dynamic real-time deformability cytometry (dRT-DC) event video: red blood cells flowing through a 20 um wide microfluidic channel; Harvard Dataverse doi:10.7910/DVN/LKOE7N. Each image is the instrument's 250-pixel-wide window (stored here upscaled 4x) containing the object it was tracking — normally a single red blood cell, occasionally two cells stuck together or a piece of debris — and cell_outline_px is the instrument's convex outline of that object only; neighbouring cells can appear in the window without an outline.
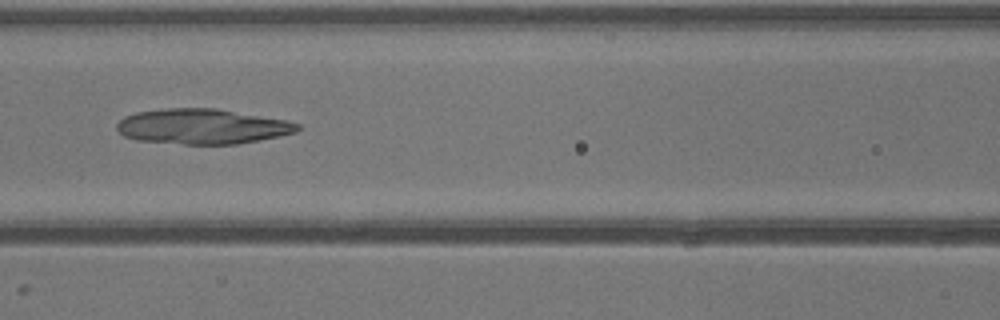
{"species": "common noctule bat (a hibernating species)", "species_latin": "Nyctalus noctula", "temperature_condition": "warm", "stored_images_in_passage": 25, "camera_frame_rate_fps": 3000, "um_per_image_px": 0.085, "animal": {"sex": "male", "body_mass_g": 13.3}, "frame": {"image": 1, "passage_image": 11, "time_ms": 3.333, "image_size_px": [1000, 320], "cell_outline_px": [[300, 128], [296, 132], [280, 136], [260, 140], [236, 144], [184, 144], [136, 140], [124, 136], [116, 128], [116, 124], [124, 116], [136, 112], [168, 108], [216, 108], [288, 120], [300, 124]], "centroid_in_image_um": [17.21, 10.74], "position_along_channel_um": 149.4, "area_um2": 37.17}}
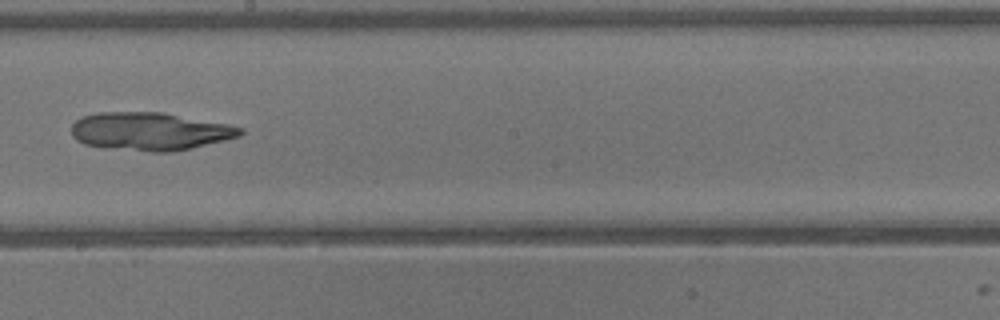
{"frame": {"image": 2, "passage_image": 16, "time_ms": 5.0, "image_size_px": [1000, 320], "cell_outline_px": [[244, 132], [240, 136], [192, 148], [168, 152], [152, 152], [104, 148], [84, 144], [76, 140], [72, 136], [72, 124], [80, 116], [96, 112], [164, 112], [228, 124], [244, 128]], "centroid_in_image_um": [12.72, 11.16], "position_along_channel_um": 235.5, "area_um2": 37.74}}
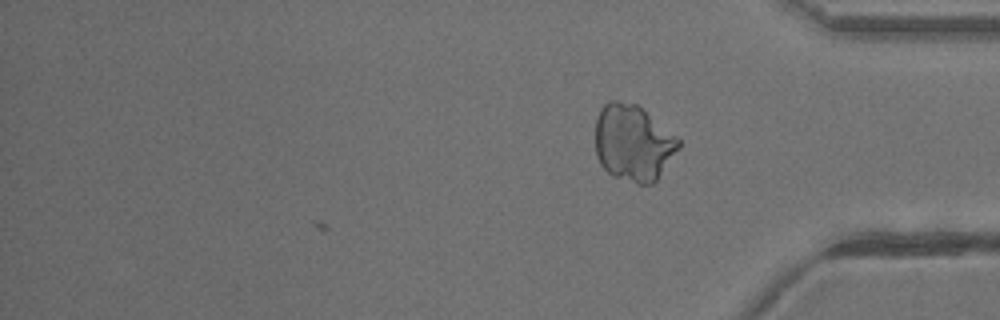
{"frame": {"image": 3, "passage_image": 25, "time_ms": 8.0, "image_size_px": [1000, 320], "cell_outline_px": [[680, 148], [656, 180], [652, 184], [636, 184], [612, 176], [600, 164], [596, 156], [596, 116], [600, 108], [608, 100], [616, 100], [636, 104], [676, 136], [680, 140]], "centroid_in_image_um": [53.79, 12.15], "position_along_channel_um": 381.4, "area_um2": 37.11}}